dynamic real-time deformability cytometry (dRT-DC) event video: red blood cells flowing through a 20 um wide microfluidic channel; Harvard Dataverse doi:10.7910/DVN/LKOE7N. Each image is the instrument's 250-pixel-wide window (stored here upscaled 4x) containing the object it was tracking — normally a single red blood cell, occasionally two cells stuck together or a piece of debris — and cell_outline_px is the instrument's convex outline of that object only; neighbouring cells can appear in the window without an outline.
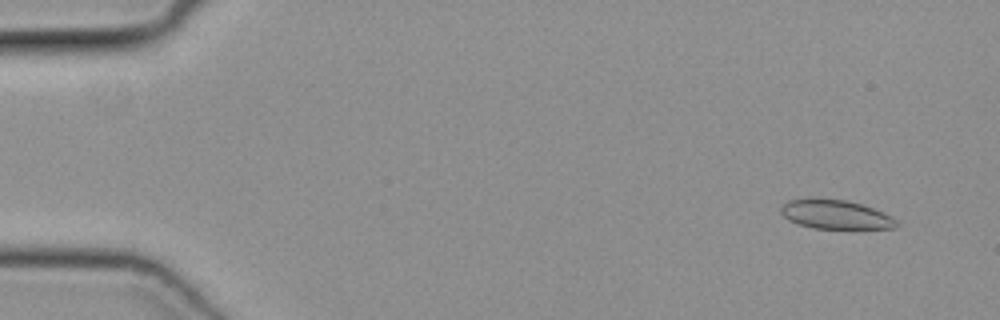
{"species": "common noctule bat (a hibernating species)", "species_latin": "Nyctalus noctula", "temperature_condition": "cold", "stored_images_in_passage": 40, "camera_frame_rate_fps": 3000, "um_per_image_px": 0.085, "animal": {"sex": "female", "body_mass_g": 19.3, "forearm_length_mm": 54.1}, "frame": {"image": 1, "passage_image": 3, "time_ms": 0.667, "image_size_px": [1000, 320], "cell_outline_px": [[900, 224], [892, 228], [812, 228], [788, 220], [780, 212], [780, 208], [788, 200], [844, 200], [860, 204], [872, 208], [892, 216]], "centroid_in_image_um": [71.04, 18.25], "position_along_channel_um": 14.0, "area_um2": 18.9}}
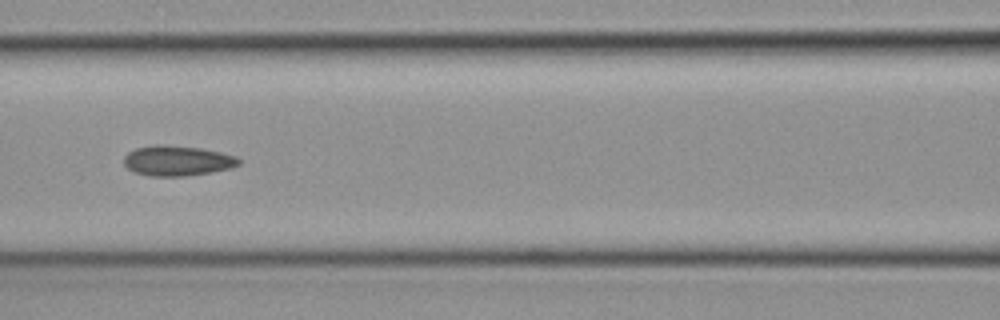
{"frame": {"image": 2, "passage_image": 22, "time_ms": 7.0, "image_size_px": [1000, 320], "cell_outline_px": [[240, 164], [232, 168], [212, 172], [184, 176], [148, 176], [132, 172], [124, 164], [124, 156], [128, 152], [136, 148], [156, 144], [160, 144], [200, 148], [220, 152], [236, 156], [240, 160]], "centroid_in_image_um": [15.06, 13.67], "position_along_channel_um": 151.5, "area_um2": 20.35}}
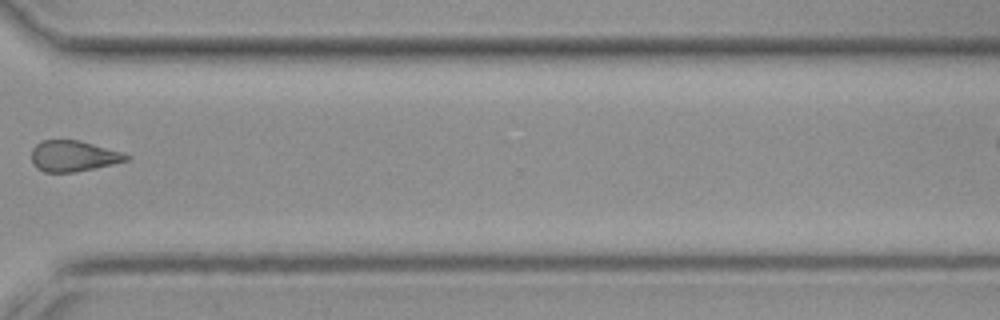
{"frame": {"image": 3, "passage_image": 34, "time_ms": 11.0, "image_size_px": [1000, 320], "cell_outline_px": [[128, 160], [96, 168], [76, 172], [44, 172], [36, 168], [32, 160], [32, 148], [40, 140], [80, 140], [120, 152], [128, 156]], "centroid_in_image_um": [6.18, 13.26], "position_along_channel_um": 364.4, "area_um2": 16.94}}